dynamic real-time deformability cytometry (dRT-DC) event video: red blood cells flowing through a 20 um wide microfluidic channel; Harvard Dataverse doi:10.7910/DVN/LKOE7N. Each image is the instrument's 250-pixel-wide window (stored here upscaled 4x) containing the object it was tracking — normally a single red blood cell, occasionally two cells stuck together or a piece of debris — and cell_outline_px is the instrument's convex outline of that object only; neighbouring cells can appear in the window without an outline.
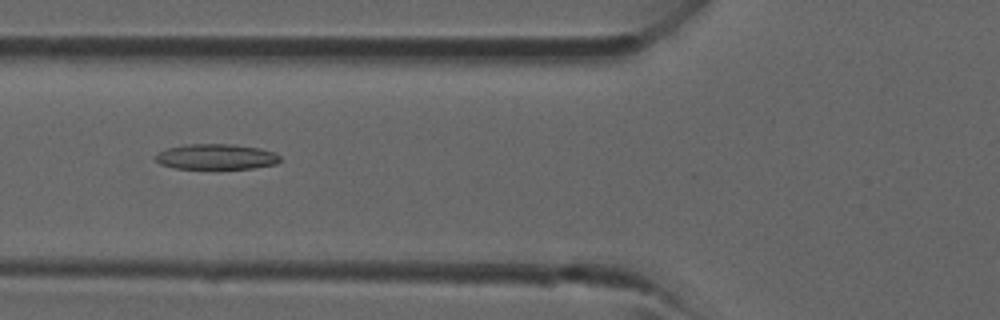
{"species": "common noctule bat (a hibernating species)", "species_latin": "Nyctalus noctula", "temperature_condition": "room temperature", "stored_images_in_passage": 34, "camera_frame_rate_fps": 3000, "um_per_image_px": 0.085, "animal": {"sex": "male", "forearm_length_mm": 52.5}, "frame": {"image": 1, "passage_image": 8, "time_ms": 2.333, "image_size_px": [1000, 320], "cell_outline_px": [[280, 160], [276, 164], [252, 168], [176, 168], [160, 164], [156, 160], [156, 156], [164, 148], [184, 144], [232, 144], [260, 148], [272, 152], [280, 156]], "centroid_in_image_um": [18.36, 13.31], "position_along_channel_um": 107.4, "area_um2": 18.32}}
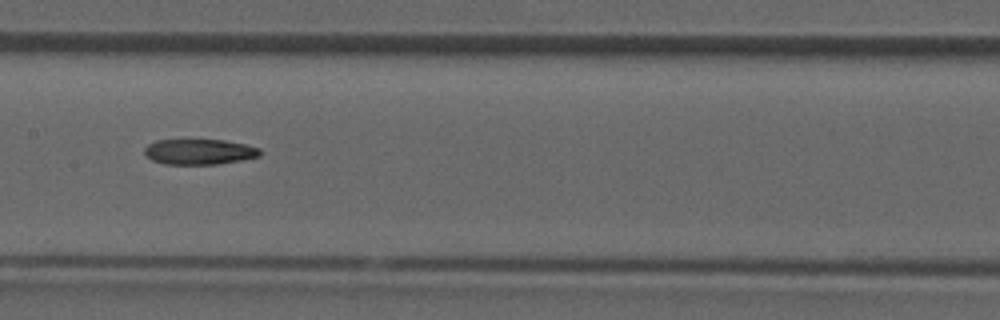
{"frame": {"image": 2, "passage_image": 13, "time_ms": 4.0, "image_size_px": [1000, 320], "cell_outline_px": [[260, 156], [240, 160], [216, 164], [164, 164], [152, 160], [144, 156], [144, 148], [148, 144], [156, 140], [224, 140], [244, 144], [260, 148]], "centroid_in_image_um": [16.89, 12.9], "position_along_channel_um": 190.5, "area_um2": 17.11}}
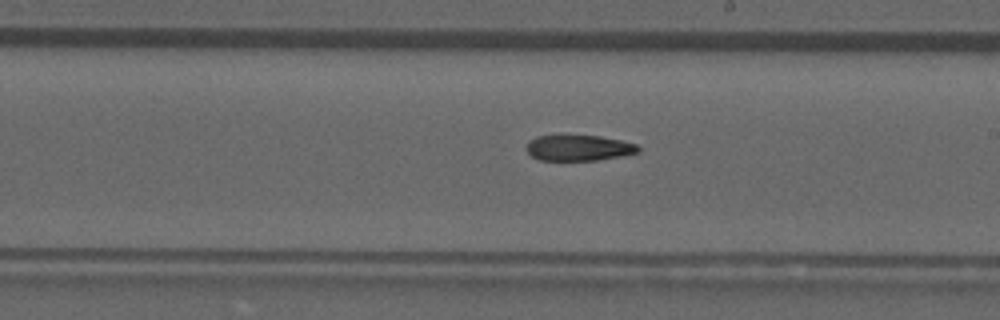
{"frame": {"image": 3, "passage_image": 16, "time_ms": 5.0, "image_size_px": [1000, 320], "cell_outline_px": [[640, 152], [620, 156], [596, 160], [540, 160], [532, 156], [528, 152], [528, 144], [536, 136], [600, 136], [620, 140], [636, 144], [640, 148]], "centroid_in_image_um": [49.23, 12.58], "position_along_channel_um": 239.8, "area_um2": 16.42}}